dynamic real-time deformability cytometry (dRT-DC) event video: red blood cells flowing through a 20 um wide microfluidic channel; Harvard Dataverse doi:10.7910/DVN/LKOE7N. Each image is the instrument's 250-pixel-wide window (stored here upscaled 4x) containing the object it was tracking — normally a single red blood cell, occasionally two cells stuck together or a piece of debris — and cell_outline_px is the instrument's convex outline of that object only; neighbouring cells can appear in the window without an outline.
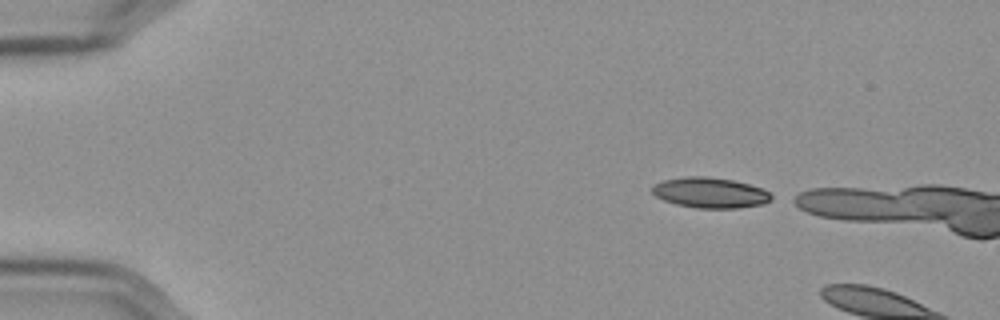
{"species": "Egyptian fruit bat (a non-hibernating species)", "species_latin": "Rousettus aegyptiacus", "temperature_condition": "cold", "stored_images_in_passage": 4, "camera_frame_rate_fps": 3000, "um_per_image_px": 0.085, "frame": {"image": 1, "passage_image": 1, "time_ms": 0.0, "image_size_px": [1000, 320], "cell_outline_px": [[772, 200], [764, 204], [736, 208], [696, 208], [676, 204], [664, 200], [656, 196], [652, 192], [652, 188], [656, 184], [664, 180], [684, 176], [704, 176], [732, 180], [748, 184], [760, 188], [768, 192], [772, 196]], "centroid_in_image_um": [60.36, 16.38], "position_along_channel_um": 24.6, "area_um2": 20.98}}